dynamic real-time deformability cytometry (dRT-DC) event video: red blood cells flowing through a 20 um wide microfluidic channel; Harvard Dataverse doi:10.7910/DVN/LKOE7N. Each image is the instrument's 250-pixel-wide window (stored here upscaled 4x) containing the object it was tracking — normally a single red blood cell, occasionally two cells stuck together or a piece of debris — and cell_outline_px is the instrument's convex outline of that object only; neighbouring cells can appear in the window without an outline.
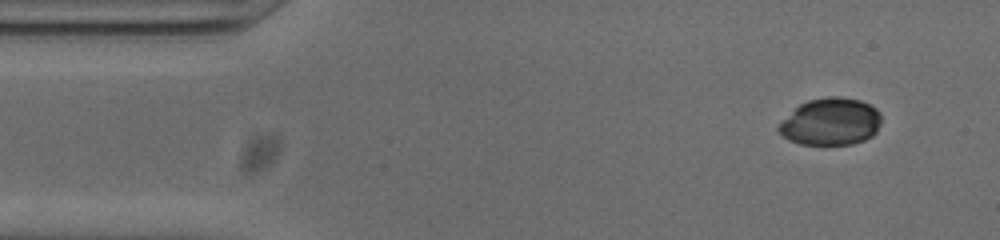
{"species": "common noctule bat (a hibernating species)", "species_latin": "Nyctalus noctula", "temperature_condition": "cold", "stored_images_in_passage": 52, "camera_frame_rate_fps": 3000, "um_per_image_px": 0.085, "animal": {"sex": "male", "body_mass_g": 20.0, "forearm_length_mm": 53.3}, "frame": {"image": 1, "passage_image": 4, "time_ms": 1.0, "image_size_px": [1000, 240], "cell_outline_px": [[880, 124], [876, 132], [872, 136], [864, 140], [852, 144], [800, 144], [788, 140], [776, 128], [800, 104], [808, 100], [832, 96], [840, 96], [860, 100], [876, 108], [880, 112]], "centroid_in_image_um": [70.64, 10.34], "position_along_channel_um": 14.4, "area_um2": 27.98}}
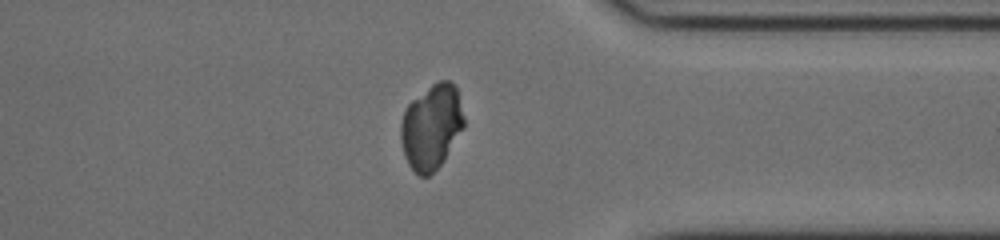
{"frame": {"image": 2, "passage_image": 40, "time_ms": 13.0, "image_size_px": [1000, 240], "cell_outline_px": [[464, 128], [440, 164], [428, 176], [420, 176], [408, 164], [404, 156], [400, 140], [400, 124], [404, 112], [408, 104], [412, 100], [432, 84], [440, 80], [448, 80], [456, 88], [464, 116]], "centroid_in_image_um": [36.65, 10.77], "position_along_channel_um": 374.7, "area_um2": 30.98}}
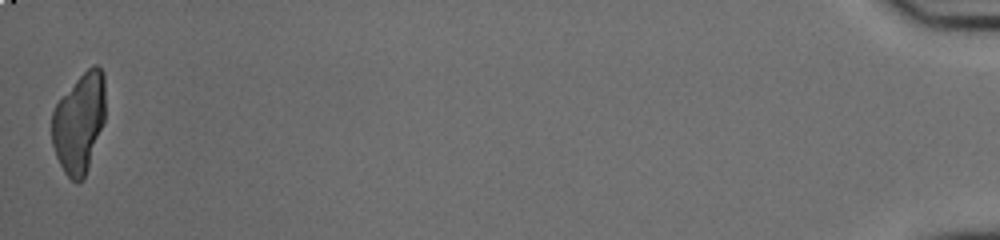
{"frame": {"image": 3, "passage_image": 52, "time_ms": 17.0, "image_size_px": [1000, 240], "cell_outline_px": [[104, 120], [88, 168], [80, 184], [76, 184], [64, 172], [56, 156], [52, 144], [52, 112], [56, 104], [76, 80], [92, 64], [96, 64], [104, 72]], "centroid_in_image_um": [6.72, 10.45], "position_along_channel_um": 428.5, "area_um2": 30.87}}